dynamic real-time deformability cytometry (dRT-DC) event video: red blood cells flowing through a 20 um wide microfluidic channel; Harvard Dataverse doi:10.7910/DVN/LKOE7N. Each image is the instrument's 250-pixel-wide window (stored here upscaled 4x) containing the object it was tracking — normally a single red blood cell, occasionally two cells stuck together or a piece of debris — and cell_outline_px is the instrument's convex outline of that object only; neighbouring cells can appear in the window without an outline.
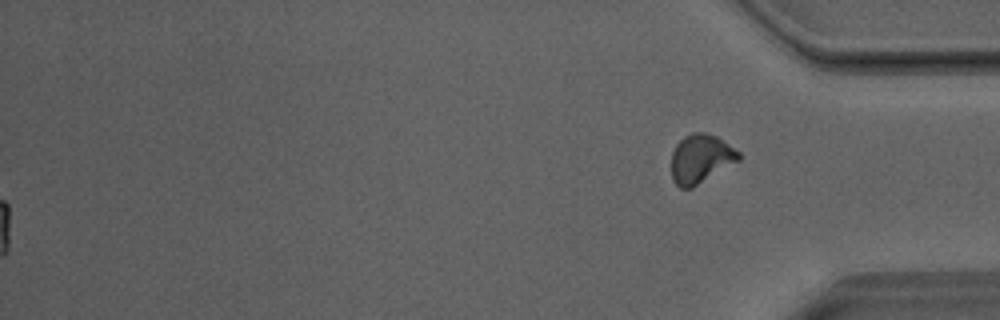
{"species": "Egyptian fruit bat (a non-hibernating species)", "species_latin": "Rousettus aegyptiacus", "temperature_condition": "room temperature", "stored_images_in_passage": 39, "segment_of_instrument_passage": [2, 2], "camera_frame_rate_fps": 3000, "um_per_image_px": 0.085, "animal": {"sex": "male"}, "frame": {"image": 1, "passage_image": 39, "time_ms": 12.667, "image_size_px": [1000, 320], "cell_outline_px": [[740, 160], [692, 188], [680, 188], [672, 180], [672, 152], [676, 144], [684, 136], [692, 132], [708, 132], [716, 136], [740, 152]], "centroid_in_image_um": [59.55, 13.48], "position_along_channel_um": 375.6, "area_um2": 19.19}}